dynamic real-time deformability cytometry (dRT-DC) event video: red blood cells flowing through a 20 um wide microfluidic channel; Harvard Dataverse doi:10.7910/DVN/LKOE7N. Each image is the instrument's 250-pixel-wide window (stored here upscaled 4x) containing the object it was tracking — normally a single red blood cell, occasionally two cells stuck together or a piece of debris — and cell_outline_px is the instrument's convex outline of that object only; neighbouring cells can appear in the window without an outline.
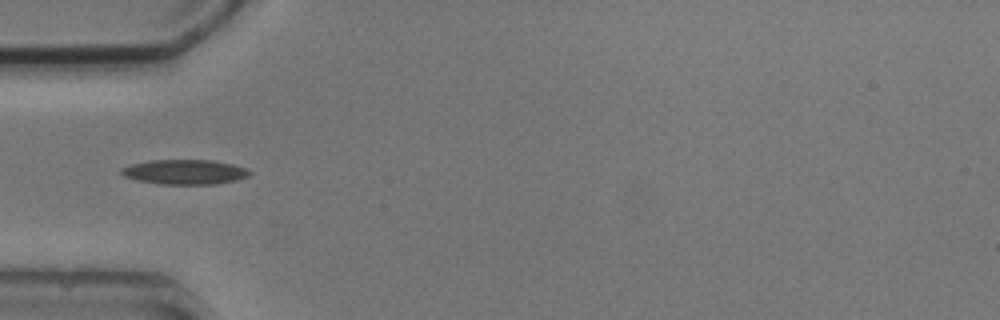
{"species": "common noctule bat (a hibernating species)", "species_latin": "Nyctalus noctula", "temperature_condition": "cold", "stored_images_in_passage": 9, "camera_frame_rate_fps": 3000, "um_per_image_px": 0.085, "animal": {"sex": "male", "body_mass_g": 20.5, "forearm_length_mm": 52.5}, "frame": {"image": 1, "passage_image": 7, "time_ms": 7.0, "image_size_px": [1000, 320], "cell_outline_px": [[252, 172], [248, 176], [236, 180], [216, 184], [160, 184], [136, 180], [124, 176], [120, 172], [120, 168], [132, 164], [152, 160], [212, 160], [232, 164], [248, 168]], "centroid_in_image_um": [15.72, 14.62], "position_along_channel_um": 69.3, "area_um2": 18.55}}